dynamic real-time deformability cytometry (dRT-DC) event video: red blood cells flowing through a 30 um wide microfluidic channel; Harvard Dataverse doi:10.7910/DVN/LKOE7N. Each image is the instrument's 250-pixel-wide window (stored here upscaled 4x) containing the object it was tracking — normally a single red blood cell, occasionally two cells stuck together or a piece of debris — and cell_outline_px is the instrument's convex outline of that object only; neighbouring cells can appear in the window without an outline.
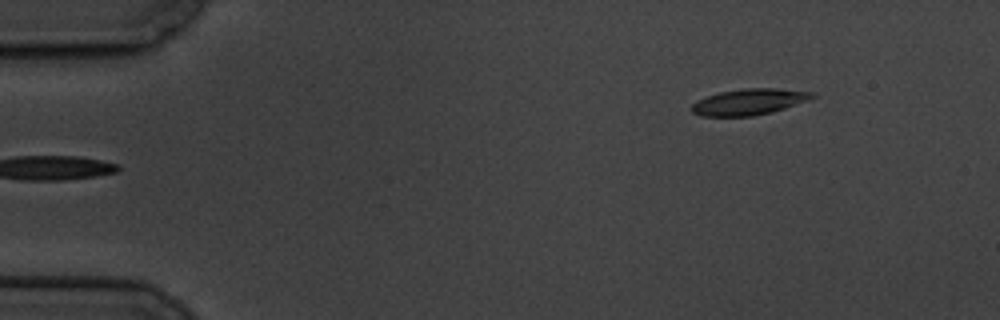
{"species": "common noctule bat (a hibernating species)", "species_latin": "Nyctalus noctula", "temperature_condition": "cold", "stored_images_in_passage": 5, "camera_frame_rate_fps": 3000, "um_per_image_px": 0.085, "animal": {"sex": "male", "body_mass_g": 19.5, "forearm_length_mm": 54.6}, "frame": {"image": 1, "passage_image": 5, "time_ms": 5.667, "image_size_px": [1000, 320], "cell_outline_px": [[816, 96], [784, 108], [772, 112], [752, 116], [700, 116], [692, 112], [688, 108], [696, 100], [720, 92], [744, 88], [776, 88], [816, 92]], "centroid_in_image_um": [63.62, 8.65], "position_along_channel_um": 21.4, "area_um2": 18.32}}